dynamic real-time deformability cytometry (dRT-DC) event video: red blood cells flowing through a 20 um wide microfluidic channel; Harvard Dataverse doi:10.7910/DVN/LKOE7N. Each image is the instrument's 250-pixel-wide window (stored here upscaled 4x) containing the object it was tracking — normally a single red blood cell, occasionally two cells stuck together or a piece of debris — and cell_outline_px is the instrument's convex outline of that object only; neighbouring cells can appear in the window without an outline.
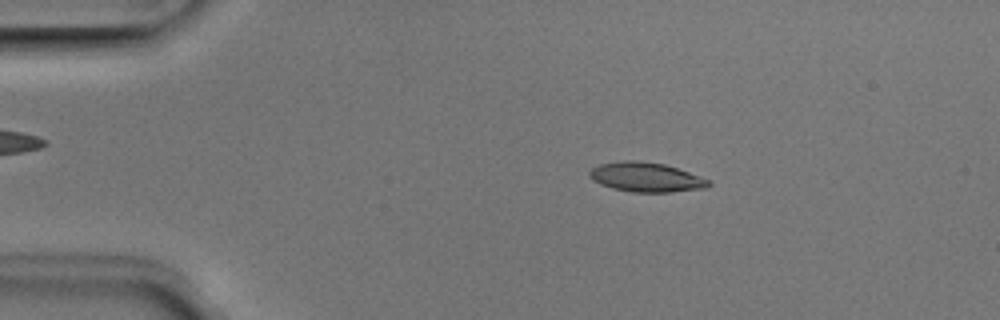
{"species": "Egyptian fruit bat (a non-hibernating species)", "species_latin": "Rousettus aegyptiacus", "temperature_condition": "room temperature", "stored_images_in_passage": 51, "camera_frame_rate_fps": 3000, "um_per_image_px": 0.085, "animal": {"sex": "male"}, "frame": {"image": 1, "passage_image": 9, "time_ms": 2.667, "image_size_px": [1000, 320], "cell_outline_px": [[712, 184], [708, 188], [672, 192], [632, 192], [612, 188], [600, 184], [592, 180], [588, 176], [588, 172], [592, 168], [600, 164], [624, 160], [632, 160], [664, 164], [712, 180]], "centroid_in_image_um": [54.93, 15.07], "position_along_channel_um": 30.1, "area_um2": 20.58}}
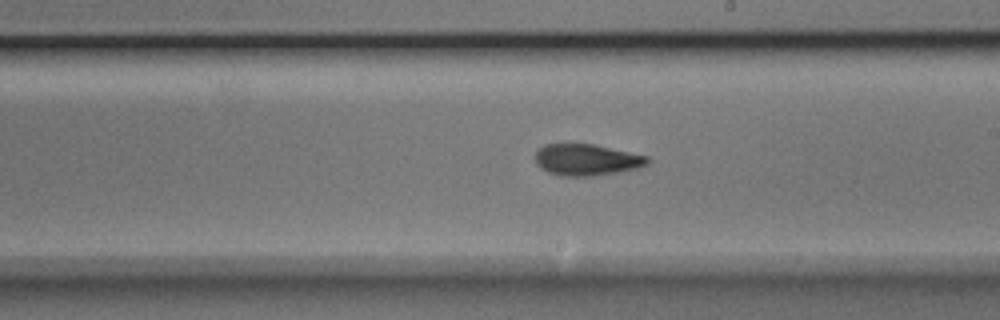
{"frame": {"image": 2, "passage_image": 29, "time_ms": 9.333, "image_size_px": [1000, 320], "cell_outline_px": [[652, 160], [648, 164], [636, 168], [616, 172], [592, 176], [560, 176], [548, 172], [540, 168], [536, 164], [536, 152], [544, 144], [592, 144], [648, 156]], "centroid_in_image_um": [49.85, 13.58], "position_along_channel_um": 239.1, "area_um2": 20.46}}
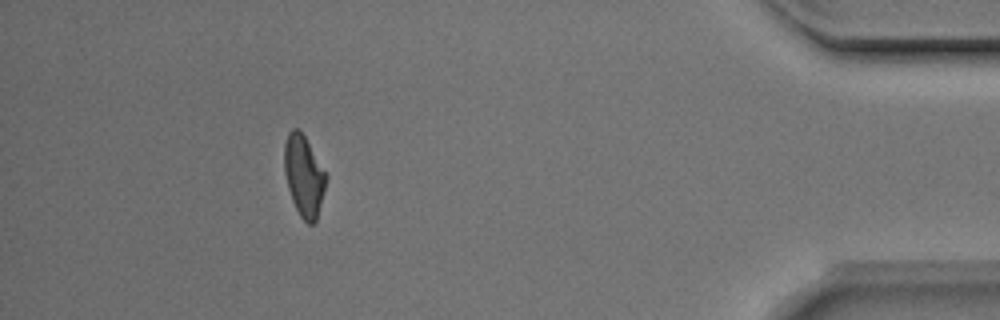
{"frame": {"image": 3, "passage_image": 46, "time_ms": 15.0, "image_size_px": [1000, 320], "cell_outline_px": [[328, 176], [316, 220], [312, 224], [308, 224], [300, 216], [292, 200], [288, 188], [284, 172], [284, 144], [288, 132], [292, 128], [300, 128]], "centroid_in_image_um": [25.82, 14.91], "position_along_channel_um": 409.4, "area_um2": 19.71}, "authors_computed_cell_mechanics": {"area_um2": 20.1144, "velocity_mm_per_s": 3.9574, "shape_relaxation_time_tau1_ms": 3.3702, "shape_relaxation_time_tau2_ms": 3.1485, "deformation_change_tau1": 0.1676, "deformation_change_tau2": 0.1091}}